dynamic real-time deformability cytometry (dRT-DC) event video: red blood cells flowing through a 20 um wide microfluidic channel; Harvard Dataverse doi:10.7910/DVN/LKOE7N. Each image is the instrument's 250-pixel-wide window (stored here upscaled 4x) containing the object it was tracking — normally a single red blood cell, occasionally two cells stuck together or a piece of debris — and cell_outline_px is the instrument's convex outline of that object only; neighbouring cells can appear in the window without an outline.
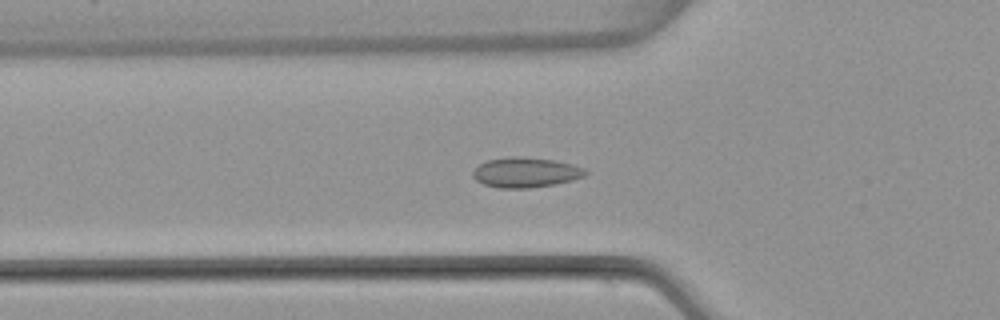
{"species": "common noctule bat (a hibernating species)", "species_latin": "Nyctalus noctula", "temperature_condition": "warm", "stored_images_in_passage": 39, "camera_frame_rate_fps": 3000, "um_per_image_px": 0.085, "animal": {"sex": "female", "body_mass_g": 22.7, "forearm_length_mm": 54.2}, "frame": {"image": 1, "passage_image": 18, "time_ms": 5.667, "image_size_px": [1000, 320], "cell_outline_px": [[588, 172], [584, 176], [572, 180], [556, 184], [528, 188], [496, 188], [484, 184], [476, 180], [472, 176], [472, 172], [480, 164], [488, 160], [512, 156], [516, 156], [552, 160], [572, 164], [584, 168]], "centroid_in_image_um": [44.67, 14.66], "position_along_channel_um": 81.1, "area_um2": 19.59}}
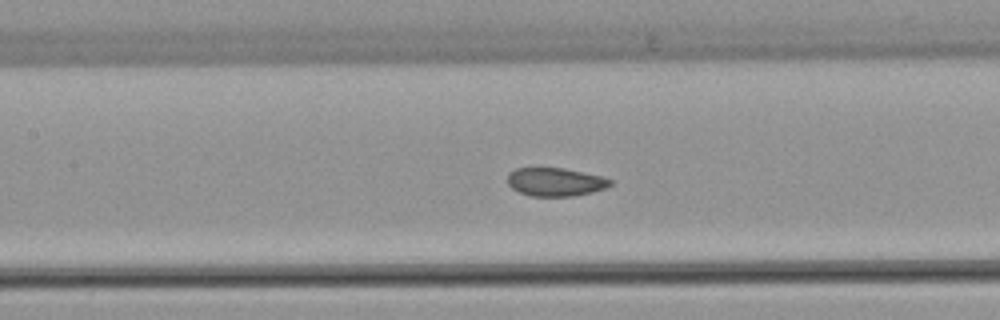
{"frame": {"image": 2, "passage_image": 24, "time_ms": 7.667, "image_size_px": [1000, 320], "cell_outline_px": [[612, 184], [608, 188], [592, 192], [572, 196], [532, 196], [520, 192], [512, 188], [508, 184], [508, 172], [516, 168], [532, 164], [564, 168], [600, 176], [612, 180]], "centroid_in_image_um": [47.15, 15.41], "position_along_channel_um": 160.3, "area_um2": 17.63}}
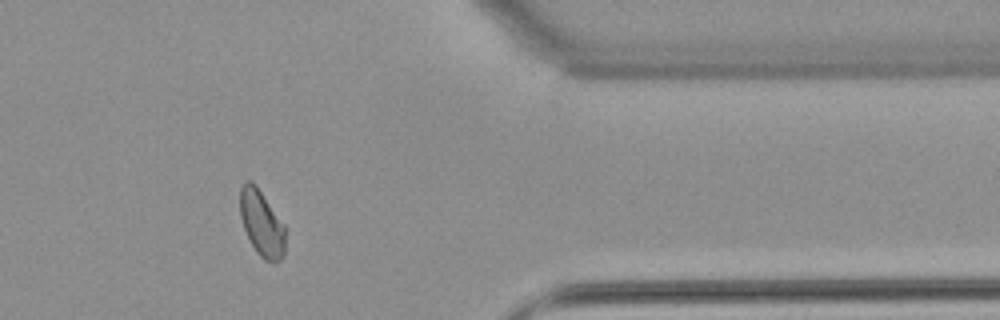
{"frame": {"image": 3, "passage_image": 37, "time_ms": 1680.667, "image_size_px": [1000, 320], "cell_outline_px": [[284, 256], [276, 264], [272, 264], [264, 260], [256, 252], [244, 228], [240, 216], [240, 188], [244, 180], [252, 180], [256, 184], [284, 224]], "centroid_in_image_um": [22.23, 18.98], "position_along_channel_um": 389.2, "area_um2": 17.57}}